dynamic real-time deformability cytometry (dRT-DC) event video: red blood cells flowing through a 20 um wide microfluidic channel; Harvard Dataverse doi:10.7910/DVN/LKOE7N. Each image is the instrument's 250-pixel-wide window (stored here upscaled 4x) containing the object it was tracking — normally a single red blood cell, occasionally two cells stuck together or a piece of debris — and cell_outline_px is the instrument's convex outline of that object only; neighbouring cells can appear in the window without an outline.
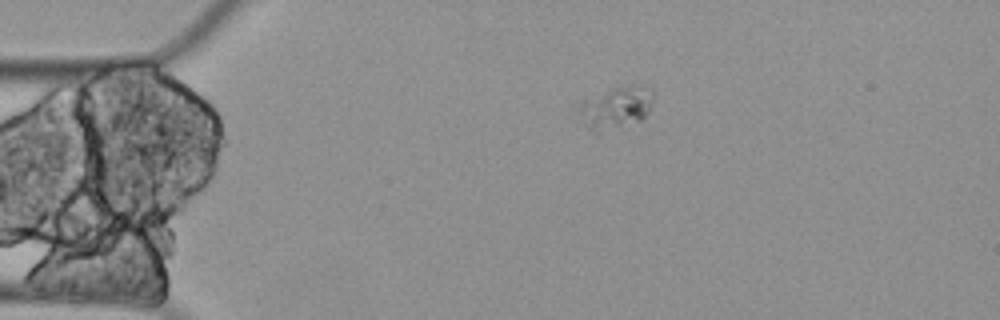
{"species": "Egyptian fruit bat (a non-hibernating species)", "species_latin": "Rousettus aegyptiacus", "temperature_condition": "cold", "stored_images_in_passage": 8, "camera_frame_rate_fps": 3000, "um_per_image_px": 0.085, "animal": {"sex": "female"}, "frame": {"image": 1, "passage_image": 1, "time_ms": 0.0, "image_size_px": [1000, 320], "cell_outline_px": [[652, 104], [648, 112], [640, 120], [600, 136], [596, 136], [572, 120], [568, 116], [584, 100], [612, 88], [640, 84], [652, 88]], "centroid_in_image_um": [52.14, 9.26], "position_along_channel_um": 32.9, "area_um2": 20.0}}
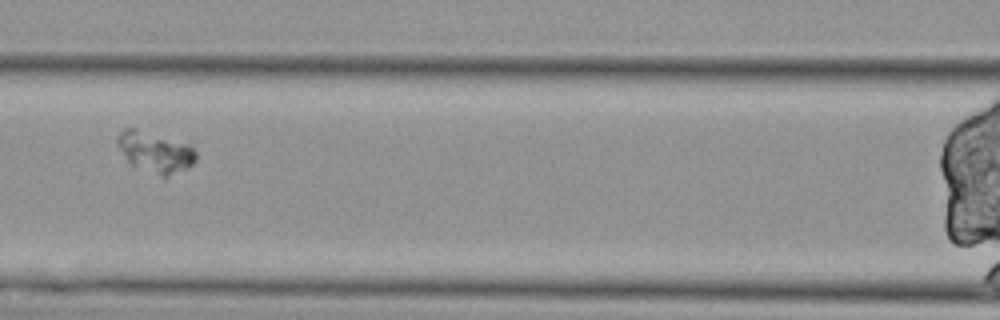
{"frame": {"image": 2, "passage_image": 5, "time_ms": 1.333, "image_size_px": [1000, 320], "cell_outline_px": [[196, 160], [188, 168], [164, 180], [128, 164], [116, 144], [116, 136], [120, 128], [136, 128], [192, 144], [196, 152]], "centroid_in_image_um": [13.17, 12.96], "position_along_channel_um": 153.4, "area_um2": 19.83}}
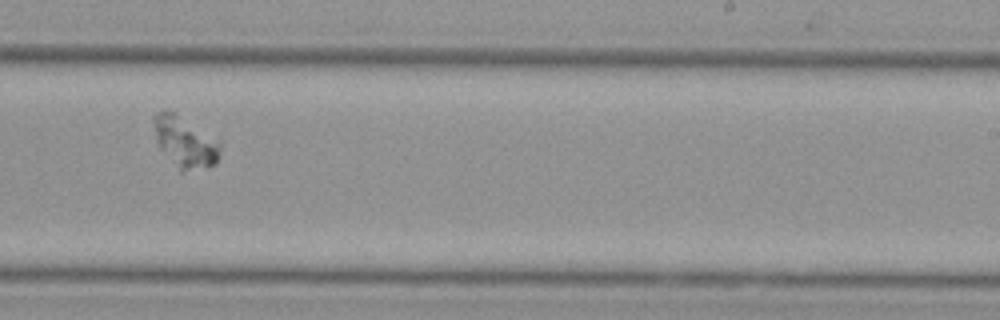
{"frame": {"image": 3, "passage_image": 8, "time_ms": 2.333, "image_size_px": [1000, 320], "cell_outline_px": [[220, 148], [216, 164], [180, 172], [160, 148], [156, 136], [152, 120], [152, 116], [160, 108], [164, 108], [176, 112], [220, 140]], "centroid_in_image_um": [15.7, 12.0], "position_along_channel_um": 273.3, "area_um2": 19.94}}